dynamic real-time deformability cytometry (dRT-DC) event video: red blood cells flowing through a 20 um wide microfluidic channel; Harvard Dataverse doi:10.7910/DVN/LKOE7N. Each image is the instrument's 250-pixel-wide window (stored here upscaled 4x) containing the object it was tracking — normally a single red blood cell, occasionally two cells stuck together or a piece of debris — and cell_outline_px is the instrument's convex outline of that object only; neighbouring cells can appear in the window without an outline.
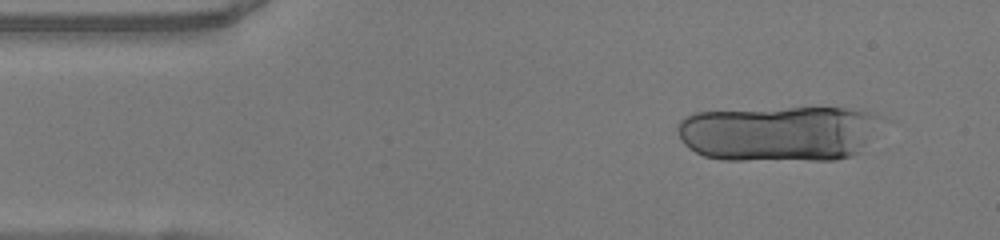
{"species": "human", "species_latin": "Homo sapiens", "temperature_condition": "warm", "stored_images_in_passage": 16, "camera_frame_rate_fps": 3000, "um_per_image_px": 0.085, "donor": {"sex": "female"}, "frame": {"image": 1, "passage_image": 4, "time_ms": 1.0, "image_size_px": [1000, 240], "cell_outline_px": [[876, 116], [864, 152], [852, 156], [836, 160], [724, 160], [704, 156], [688, 148], [680, 140], [676, 128], [680, 120], [684, 116], [692, 112], [788, 108], [864, 108], [872, 112]], "centroid_in_image_um": [66.12, 11.35], "position_along_channel_um": 18.9, "area_um2": 66.47}}